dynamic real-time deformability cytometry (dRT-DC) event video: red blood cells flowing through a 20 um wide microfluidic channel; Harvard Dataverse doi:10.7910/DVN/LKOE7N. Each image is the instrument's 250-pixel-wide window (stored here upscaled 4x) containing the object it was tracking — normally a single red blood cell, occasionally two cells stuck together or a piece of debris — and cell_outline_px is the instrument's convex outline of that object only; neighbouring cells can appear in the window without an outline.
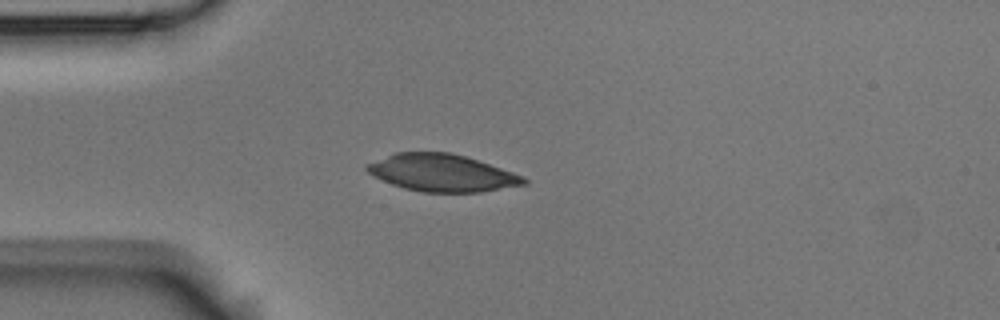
{"species": "Egyptian fruit bat (a non-hibernating species)", "species_latin": "Rousettus aegyptiacus", "temperature_condition": "room temperature", "stored_images_in_passage": 3, "camera_frame_rate_fps": 3000, "um_per_image_px": 0.085, "animal": {"sex": "male"}, "frame": {"image": 1, "passage_image": 2, "time_ms": 0.333, "image_size_px": [1000, 320], "cell_outline_px": [[528, 184], [480, 192], [424, 192], [404, 188], [392, 184], [372, 176], [364, 168], [368, 164], [396, 152], [452, 152], [524, 176], [528, 180]], "centroid_in_image_um": [37.57, 14.7], "position_along_channel_um": 47.4, "area_um2": 33.7}}